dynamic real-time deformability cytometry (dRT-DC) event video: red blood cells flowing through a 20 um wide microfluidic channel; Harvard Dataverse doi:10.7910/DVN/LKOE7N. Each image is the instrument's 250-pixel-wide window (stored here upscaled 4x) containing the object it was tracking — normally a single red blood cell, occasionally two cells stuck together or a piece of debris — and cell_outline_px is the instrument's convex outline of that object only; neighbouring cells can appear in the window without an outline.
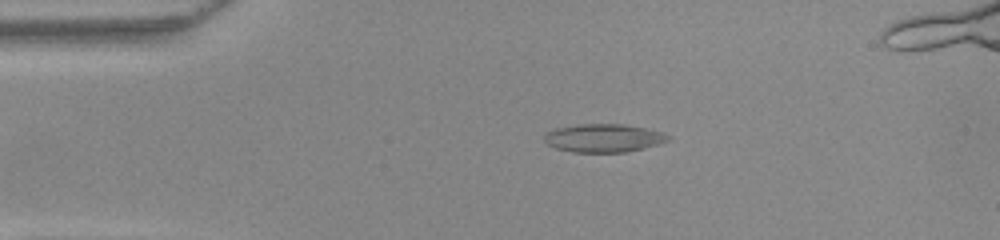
{"species": "common noctule bat (a hibernating species)", "species_latin": "Nyctalus noctula", "temperature_condition": "warm", "stored_images_in_passage": 43, "camera_frame_rate_fps": 3000, "um_per_image_px": 0.085, "animal": {"sex": "female", "body_mass_g": 22.0, "forearm_length_mm": 56.7}, "frame": {"image": 1, "passage_image": 4, "time_ms": 1.0, "image_size_px": [1000, 240], "cell_outline_px": [[668, 140], [644, 148], [624, 152], [572, 152], [556, 148], [548, 144], [544, 140], [544, 132], [556, 128], [576, 124], [624, 124], [664, 132], [668, 136]], "centroid_in_image_um": [51.25, 11.72], "position_along_channel_um": 33.7, "area_um2": 20.29}}
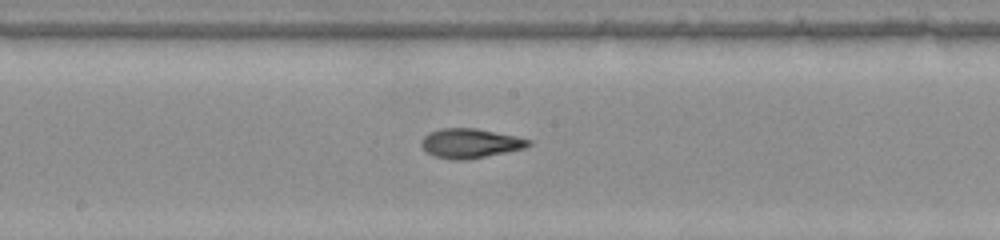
{"frame": {"image": 2, "passage_image": 20, "time_ms": 6.333, "image_size_px": [1000, 240], "cell_outline_px": [[532, 144], [524, 148], [468, 160], [452, 160], [432, 156], [420, 144], [420, 140], [428, 132], [440, 128], [476, 128], [516, 136], [532, 140]], "centroid_in_image_um": [39.94, 12.18], "position_along_channel_um": 208.3, "area_um2": 18.55}}
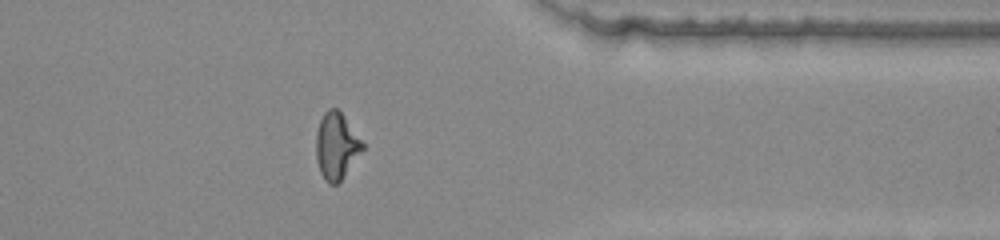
{"frame": {"image": 3, "passage_image": 34, "time_ms": 11.0, "image_size_px": [1000, 240], "cell_outline_px": [[364, 148], [340, 180], [336, 184], [328, 184], [324, 180], [320, 172], [316, 160], [316, 132], [320, 120], [324, 112], [328, 108], [336, 108], [344, 116], [364, 144]], "centroid_in_image_um": [28.56, 12.4], "position_along_channel_um": 382.8, "area_um2": 17.8}, "authors_computed_cell_mechanics": {"area_um2": 18.2648, "velocity_mm_per_s": 4.0189, "shape_relaxation_time_tau1_ms": null, "shape_relaxation_time_tau2_ms": 2.6578, "deformation_change_tau1": null, "deformation_change_tau2": 0.098}}